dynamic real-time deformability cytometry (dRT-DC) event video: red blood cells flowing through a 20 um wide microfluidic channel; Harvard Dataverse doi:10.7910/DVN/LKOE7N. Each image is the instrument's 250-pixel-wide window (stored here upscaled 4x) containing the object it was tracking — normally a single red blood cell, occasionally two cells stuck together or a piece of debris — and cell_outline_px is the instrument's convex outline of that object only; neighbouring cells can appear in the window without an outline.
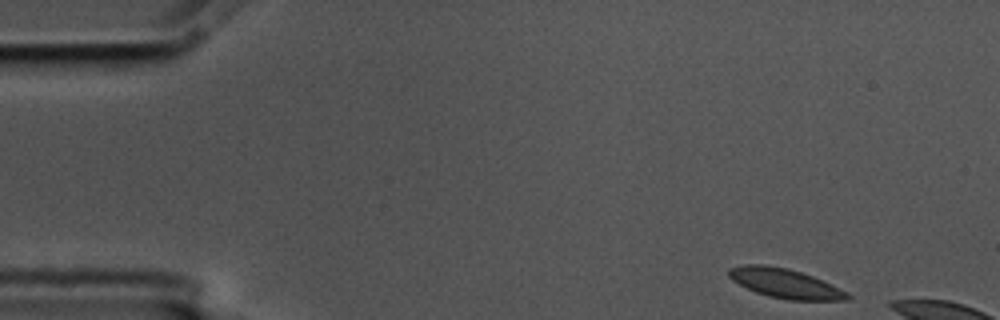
{"species": "common noctule bat (a hibernating species)", "species_latin": "Nyctalus noctula", "temperature_condition": "cold", "stored_images_in_passage": 7, "camera_frame_rate_fps": 3000, "um_per_image_px": 0.085, "animal": {"sex": "male", "body_mass_g": 17.5, "forearm_length_mm": 52.3}, "frame": {"image": 1, "passage_image": 1, "time_ms": 0.0, "image_size_px": [1000, 320], "cell_outline_px": [[852, 296], [848, 300], [788, 300], [768, 296], [756, 292], [732, 280], [728, 276], [728, 268], [744, 264], [764, 264], [788, 268], [812, 276], [840, 288], [848, 292]], "centroid_in_image_um": [66.73, 24.08], "position_along_channel_um": 18.3, "area_um2": 20.35}}